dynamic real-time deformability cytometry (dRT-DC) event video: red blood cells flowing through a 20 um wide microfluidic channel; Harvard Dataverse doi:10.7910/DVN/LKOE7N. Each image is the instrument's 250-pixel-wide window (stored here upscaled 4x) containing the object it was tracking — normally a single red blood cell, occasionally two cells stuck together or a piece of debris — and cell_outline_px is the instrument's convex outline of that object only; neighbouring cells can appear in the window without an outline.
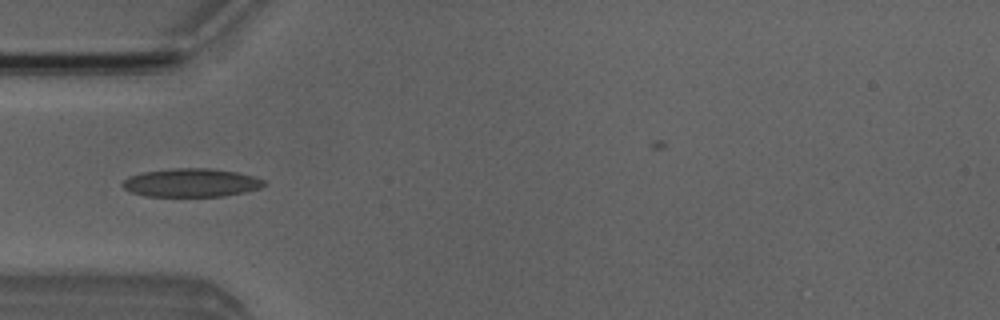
{"species": "Egyptian fruit bat (a non-hibernating species)", "species_latin": "Rousettus aegyptiacus", "temperature_condition": "room temperature", "stored_images_in_passage": 1, "camera_frame_rate_fps": 3000, "um_per_image_px": 0.085, "animal": {"sex": "male"}, "frame": {"image": 1, "passage_image": 1, "time_ms": 0.0, "image_size_px": [1000, 320], "cell_outline_px": [[268, 184], [260, 188], [244, 192], [224, 196], [144, 196], [132, 192], [124, 188], [120, 184], [128, 176], [144, 172], [172, 168], [208, 168], [236, 172], [252, 176], [264, 180]], "centroid_in_image_um": [16.25, 15.53], "position_along_channel_um": 68.8, "area_um2": 23.41}}